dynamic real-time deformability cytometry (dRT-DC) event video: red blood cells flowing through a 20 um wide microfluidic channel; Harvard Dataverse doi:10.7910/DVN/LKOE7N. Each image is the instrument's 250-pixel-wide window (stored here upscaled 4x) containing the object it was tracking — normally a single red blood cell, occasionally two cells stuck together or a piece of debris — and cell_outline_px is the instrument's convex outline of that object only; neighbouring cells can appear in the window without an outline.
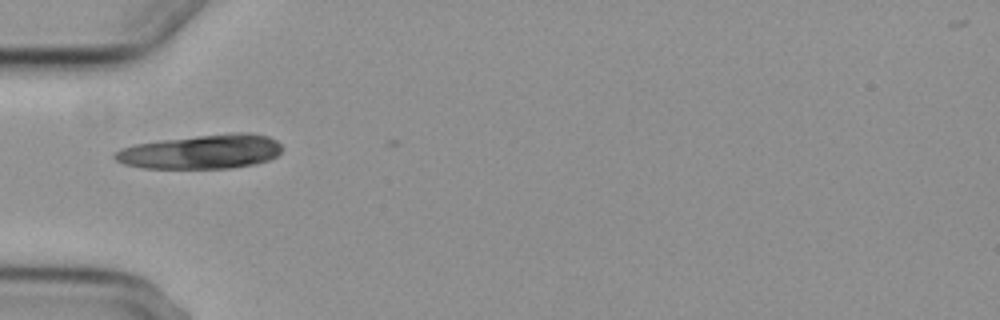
{"species": "common noctule bat (a hibernating species)", "species_latin": "Nyctalus noctula", "temperature_condition": "cold", "stored_images_in_passage": 1, "camera_frame_rate_fps": 3000, "um_per_image_px": 0.085, "animal": {"sex": "female", "body_mass_g": 29.2, "forearm_length_mm": 56.3}, "frame": {"image": 1, "passage_image": 1, "time_ms": 0.0, "image_size_px": [1000, 320], "cell_outline_px": [[280, 152], [276, 156], [268, 160], [252, 164], [228, 168], [144, 168], [124, 164], [116, 160], [112, 156], [112, 152], [120, 148], [136, 144], [160, 140], [196, 136], [236, 132], [252, 132], [268, 136], [276, 140], [280, 144]], "centroid_in_image_um": [17.08, 12.89], "position_along_channel_um": 67.9, "area_um2": 33.35}}